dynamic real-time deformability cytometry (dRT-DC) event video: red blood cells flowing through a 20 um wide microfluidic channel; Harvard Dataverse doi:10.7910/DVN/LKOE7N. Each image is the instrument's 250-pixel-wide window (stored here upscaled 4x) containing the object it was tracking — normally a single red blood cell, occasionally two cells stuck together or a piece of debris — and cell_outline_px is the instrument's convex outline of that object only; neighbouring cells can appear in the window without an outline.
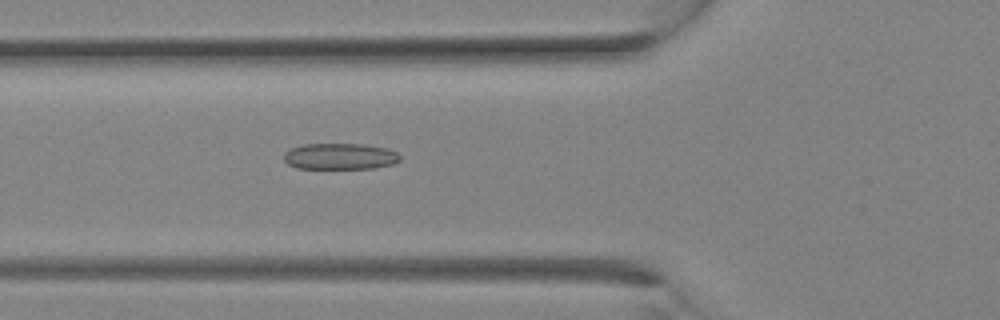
{"species": "Egyptian fruit bat (a non-hibernating species)", "species_latin": "Rousettus aegyptiacus", "temperature_condition": "room temperature", "stored_images_in_passage": 4, "camera_frame_rate_fps": 3000, "um_per_image_px": 0.085, "animal": {"sex": "female"}, "frame": {"image": 1, "passage_image": 4, "time_ms": 1.0, "image_size_px": [1000, 320], "cell_outline_px": [[400, 160], [392, 164], [372, 168], [296, 168], [288, 164], [284, 160], [284, 152], [288, 148], [304, 144], [364, 144], [388, 148], [396, 152], [400, 156]], "centroid_in_image_um": [28.87, 13.28], "position_along_channel_um": 96.9, "area_um2": 17.8}}